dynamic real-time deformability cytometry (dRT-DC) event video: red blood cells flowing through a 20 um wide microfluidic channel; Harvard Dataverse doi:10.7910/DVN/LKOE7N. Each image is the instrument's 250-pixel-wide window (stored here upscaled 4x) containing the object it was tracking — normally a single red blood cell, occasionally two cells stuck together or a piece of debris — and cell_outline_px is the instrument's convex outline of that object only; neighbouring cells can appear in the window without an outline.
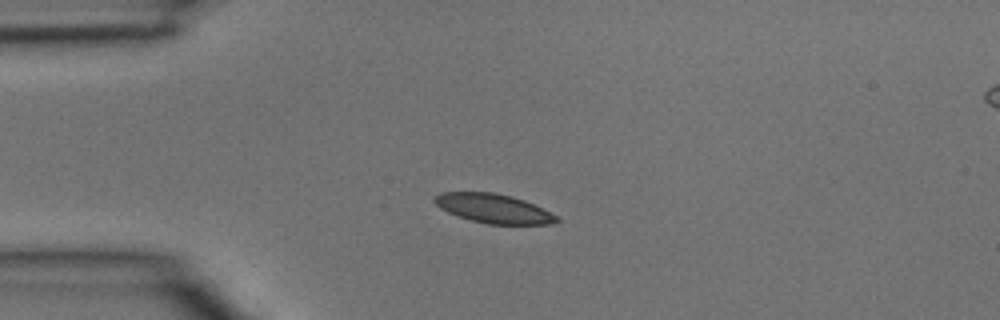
{"species": "common noctule bat (a hibernating species)", "species_latin": "Nyctalus noctula", "temperature_condition": "room temperature", "stored_images_in_passage": 4, "camera_frame_rate_fps": 3000, "um_per_image_px": 0.085, "animal": {"sex": "male", "body_mass_g": 15.6}, "frame": {"image": 1, "passage_image": 3, "time_ms": 0.667, "image_size_px": [1000, 320], "cell_outline_px": [[560, 220], [548, 224], [488, 224], [472, 220], [448, 212], [440, 208], [432, 200], [440, 192], [492, 192], [512, 196], [524, 200], [556, 216]], "centroid_in_image_um": [41.9, 17.71], "position_along_channel_um": 43.1, "area_um2": 20.35}}